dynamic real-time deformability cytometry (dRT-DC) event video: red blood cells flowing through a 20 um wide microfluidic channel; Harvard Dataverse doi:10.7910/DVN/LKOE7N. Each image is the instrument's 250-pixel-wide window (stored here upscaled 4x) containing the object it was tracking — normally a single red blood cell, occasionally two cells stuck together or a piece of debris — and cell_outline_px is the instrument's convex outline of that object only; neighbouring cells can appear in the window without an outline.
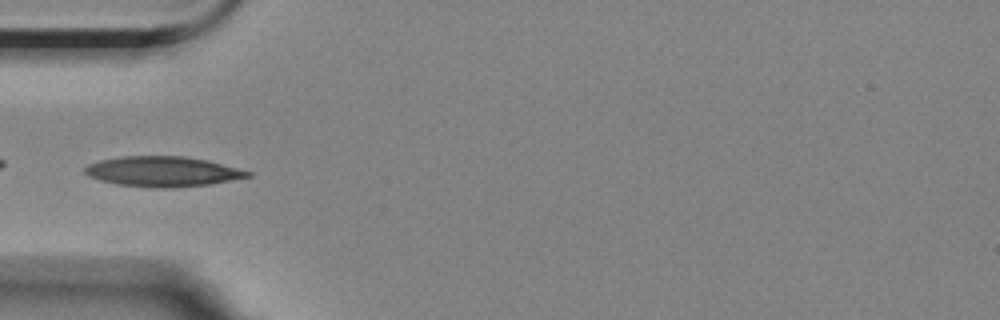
{"species": "Egyptian fruit bat (a non-hibernating species)", "species_latin": "Rousettus aegyptiacus", "temperature_condition": "room temperature", "stored_images_in_passage": 7, "camera_frame_rate_fps": 3000, "um_per_image_px": 0.085, "animal": {"sex": "female"}, "frame": {"image": 1, "passage_image": 6, "time_ms": 5.667, "image_size_px": [1000, 320], "cell_outline_px": [[252, 176], [208, 184], [172, 188], [152, 188], [116, 184], [100, 180], [88, 176], [84, 172], [84, 168], [88, 164], [100, 160], [124, 156], [184, 156], [208, 160], [252, 172]], "centroid_in_image_um": [13.81, 14.58], "position_along_channel_um": 71.2, "area_um2": 28.61}}
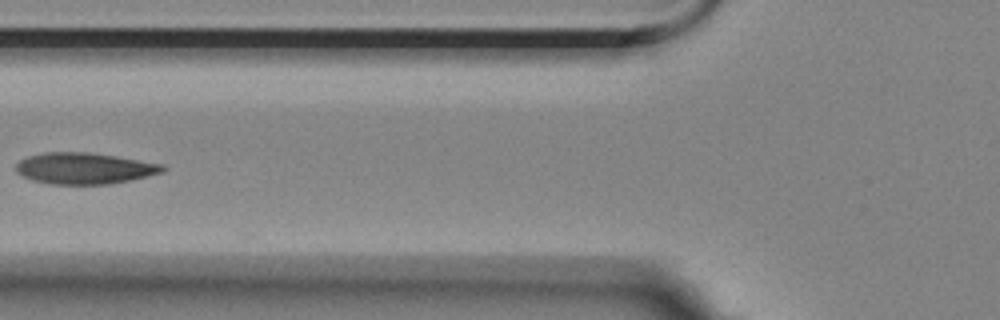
{"frame": {"image": 2, "passage_image": 7, "time_ms": 7.0, "image_size_px": [1000, 320], "cell_outline_px": [[168, 168], [164, 172], [128, 180], [108, 184], [48, 184], [32, 180], [16, 172], [16, 164], [20, 160], [28, 156], [44, 152], [88, 152], [116, 156], [164, 164]], "centroid_in_image_um": [7.18, 14.3], "position_along_channel_um": 118.6, "area_um2": 26.76}}